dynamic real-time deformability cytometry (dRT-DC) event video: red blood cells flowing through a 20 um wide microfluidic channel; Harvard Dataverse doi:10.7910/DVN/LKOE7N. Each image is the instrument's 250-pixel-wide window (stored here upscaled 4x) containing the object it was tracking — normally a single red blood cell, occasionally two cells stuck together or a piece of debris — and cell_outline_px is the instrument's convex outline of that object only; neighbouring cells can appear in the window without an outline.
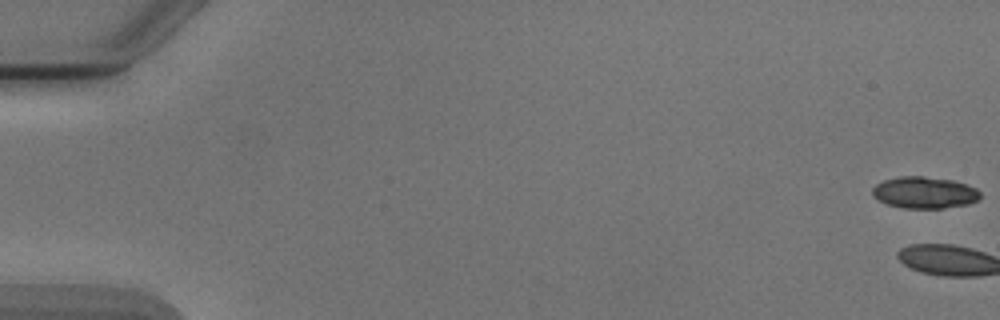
{"species": "Egyptian fruit bat (a non-hibernating species)", "species_latin": "Rousettus aegyptiacus", "temperature_condition": "cold", "stored_images_in_passage": 6, "camera_frame_rate_fps": 3000, "um_per_image_px": 0.085, "animal": {"sex": "male"}, "frame": {"image": 1, "passage_image": 1, "time_ms": 0.0, "image_size_px": [1000, 320], "cell_outline_px": [[980, 196], [976, 200], [968, 204], [944, 208], [904, 208], [888, 204], [872, 196], [872, 188], [876, 184], [884, 180], [900, 176], [924, 176], [952, 180], [976, 188], [980, 192]], "centroid_in_image_um": [78.56, 16.36], "position_along_channel_um": 6.4, "area_um2": 19.77}}